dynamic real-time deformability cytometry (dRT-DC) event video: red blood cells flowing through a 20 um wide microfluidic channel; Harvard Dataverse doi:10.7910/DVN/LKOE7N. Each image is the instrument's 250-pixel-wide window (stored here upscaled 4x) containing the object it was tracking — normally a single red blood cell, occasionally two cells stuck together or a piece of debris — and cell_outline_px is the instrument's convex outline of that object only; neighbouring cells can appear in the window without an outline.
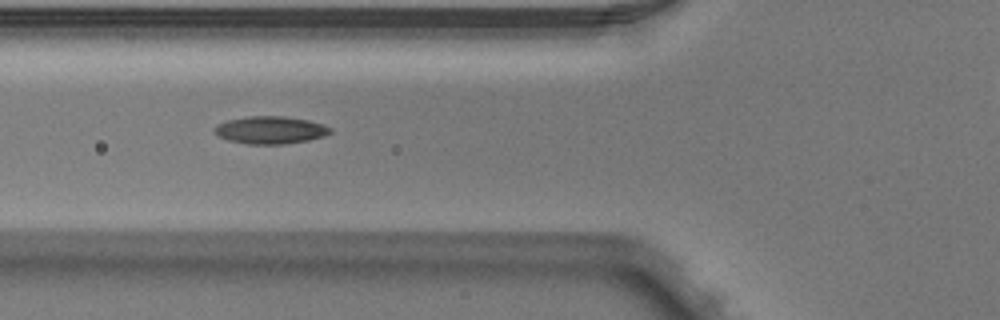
{"species": "Egyptian fruit bat (a non-hibernating species)", "species_latin": "Rousettus aegyptiacus", "temperature_condition": "warm", "stored_images_in_passage": 3, "camera_frame_rate_fps": 3000, "um_per_image_px": 0.085, "animal": {"sex": "male"}, "frame": {"image": 1, "passage_image": 3, "time_ms": 0.667, "image_size_px": [1000, 320], "cell_outline_px": [[332, 132], [324, 136], [308, 140], [284, 144], [248, 144], [228, 140], [212, 132], [212, 128], [216, 124], [224, 120], [248, 116], [284, 116], [308, 120], [332, 128]], "centroid_in_image_um": [22.92, 11.04], "position_along_channel_um": 102.9, "area_um2": 18.73}}